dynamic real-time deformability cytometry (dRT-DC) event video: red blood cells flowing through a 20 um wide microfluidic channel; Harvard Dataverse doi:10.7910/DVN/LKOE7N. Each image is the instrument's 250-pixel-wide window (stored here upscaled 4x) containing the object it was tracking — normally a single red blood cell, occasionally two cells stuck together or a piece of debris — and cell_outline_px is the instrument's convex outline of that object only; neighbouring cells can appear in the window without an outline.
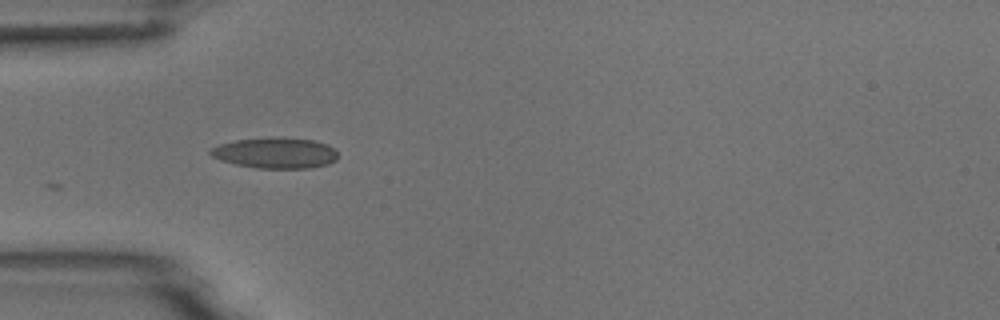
{"species": "common noctule bat (a hibernating species)", "species_latin": "Nyctalus noctula", "temperature_condition": "room temperature", "stored_images_in_passage": 6, "camera_frame_rate_fps": 3000, "um_per_image_px": 0.085, "animal": {"sex": "male", "body_mass_g": 18.8}, "frame": {"image": 1, "passage_image": 2, "time_ms": 1.333, "image_size_px": [1000, 320], "cell_outline_px": [[336, 160], [328, 164], [312, 168], [256, 168], [236, 164], [220, 160], [212, 156], [208, 152], [212, 148], [220, 144], [236, 140], [272, 136], [284, 136], [312, 140], [328, 144], [336, 148]], "centroid_in_image_um": [23.43, 12.98], "position_along_channel_um": 61.6, "area_um2": 23.18}}